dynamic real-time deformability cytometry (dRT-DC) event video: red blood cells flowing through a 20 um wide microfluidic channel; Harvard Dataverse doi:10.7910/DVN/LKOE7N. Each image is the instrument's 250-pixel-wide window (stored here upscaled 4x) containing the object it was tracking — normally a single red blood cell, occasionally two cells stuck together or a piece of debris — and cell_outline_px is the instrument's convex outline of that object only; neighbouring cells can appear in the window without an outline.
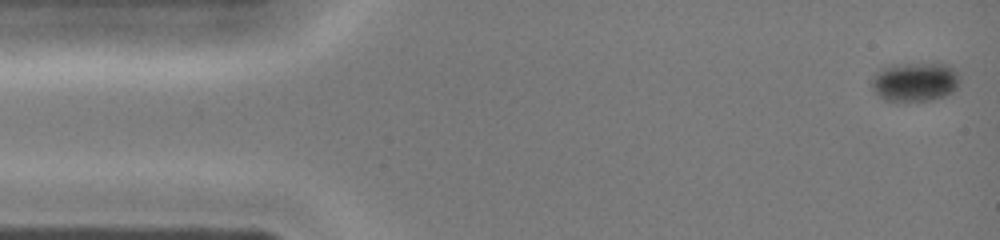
{"species": "common noctule bat (a hibernating species)", "species_latin": "Nyctalus noctula", "temperature_condition": "cold", "stored_images_in_passage": 41, "camera_frame_rate_fps": 3000, "um_per_image_px": 0.085, "animal": {"sex": "female", "body_mass_g": 19.0, "forearm_length_mm": 51.5}, "frame": {"image": 1, "passage_image": 1, "time_ms": 0.0, "image_size_px": [1000, 240], "cell_outline_px": [[960, 84], [952, 92], [944, 96], [932, 100], [884, 100], [872, 88], [872, 76], [880, 68], [892, 64], [948, 64], [960, 72]], "centroid_in_image_um": [77.81, 6.93], "position_along_channel_um": 7.2, "area_um2": 20.17}}
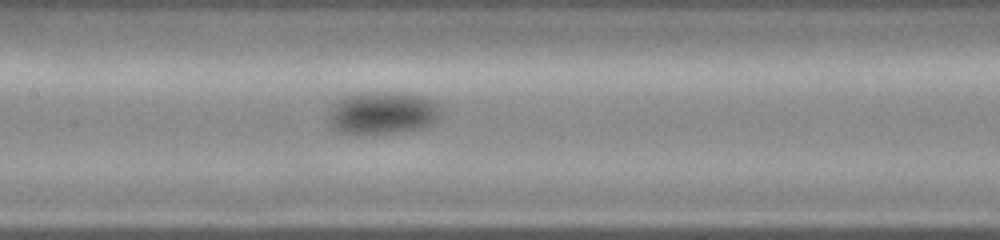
{"frame": {"image": 2, "passage_image": 19, "time_ms": 6.0, "image_size_px": [1000, 240], "cell_outline_px": [[440, 116], [432, 124], [424, 128], [400, 132], [360, 136], [340, 132], [328, 128], [328, 116], [332, 104], [348, 96], [420, 96], [432, 100], [440, 108]], "centroid_in_image_um": [32.46, 9.74], "position_along_channel_um": 174.9, "area_um2": 26.93}}
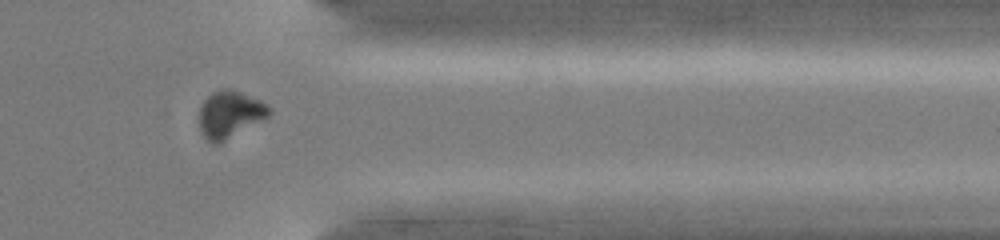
{"frame": {"image": 3, "passage_image": 33, "time_ms": 10.667, "image_size_px": [1000, 240], "cell_outline_px": [[272, 112], [268, 116], [224, 140], [216, 144], [212, 144], [200, 132], [200, 104], [212, 92], [224, 88], [228, 88], [240, 92], [260, 100], [268, 104]], "centroid_in_image_um": [19.52, 9.69], "position_along_channel_um": 391.9, "area_um2": 18.79}}